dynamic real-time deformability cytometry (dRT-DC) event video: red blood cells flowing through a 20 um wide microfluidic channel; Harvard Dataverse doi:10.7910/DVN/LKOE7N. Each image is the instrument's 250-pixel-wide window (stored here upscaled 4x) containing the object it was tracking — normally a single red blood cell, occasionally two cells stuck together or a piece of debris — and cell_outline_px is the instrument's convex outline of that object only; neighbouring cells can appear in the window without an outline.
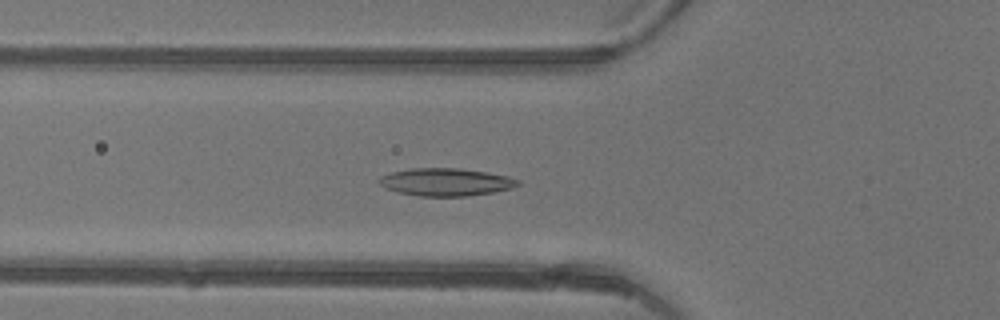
{"species": "common noctule bat (a hibernating species)", "species_latin": "Nyctalus noctula", "temperature_condition": "warm", "stored_images_in_passage": 48, "camera_frame_rate_fps": 3000, "um_per_image_px": 0.085, "animal": {"sex": "female"}, "frame": {"image": 1, "passage_image": 18, "time_ms": 5.667, "image_size_px": [1000, 320], "cell_outline_px": [[520, 184], [512, 188], [492, 192], [468, 196], [420, 196], [400, 192], [384, 188], [376, 180], [380, 176], [392, 172], [412, 168], [460, 168], [508, 176], [520, 180]], "centroid_in_image_um": [37.88, 15.47], "position_along_channel_um": 87.9, "area_um2": 22.31}}
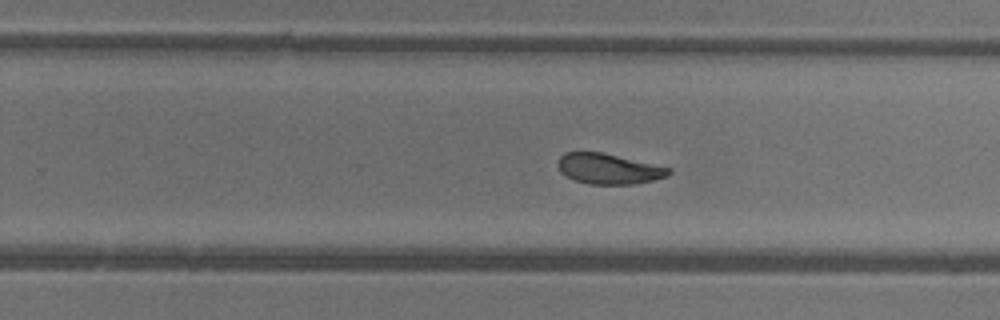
{"frame": {"image": 2, "passage_image": 31, "time_ms": 10.0, "image_size_px": [1000, 320], "cell_outline_px": [[672, 172], [668, 176], [652, 180], [632, 184], [588, 184], [576, 180], [560, 172], [556, 164], [560, 156], [564, 152], [604, 152], [672, 168]], "centroid_in_image_um": [51.74, 14.33], "position_along_channel_um": 278.1, "area_um2": 19.77}}
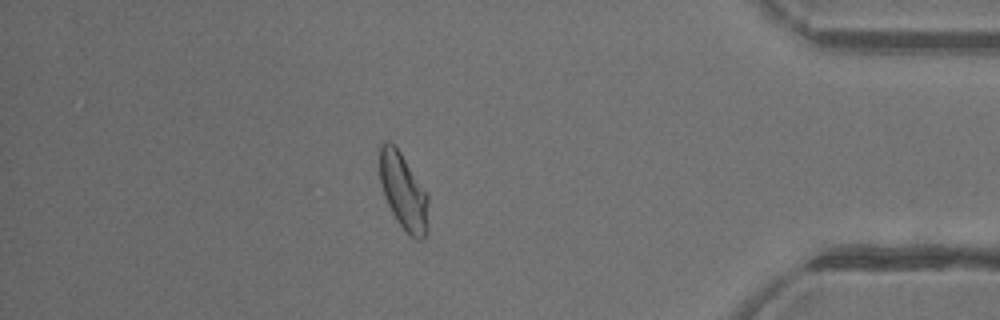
{"frame": {"image": 3, "passage_image": 42, "time_ms": 13.667, "image_size_px": [1000, 320], "cell_outline_px": [[428, 232], [424, 240], [416, 240], [396, 220], [384, 196], [380, 184], [380, 144], [384, 140], [388, 140], [400, 152], [428, 196]], "centroid_in_image_um": [34.29, 16.31], "position_along_channel_um": 400.9, "area_um2": 21.44}, "authors_computed_cell_mechanics": {"area_um2": 21.5883, "velocity_mm_per_s": 4.381, "shape_relaxation_time_tau1_ms": 6.5625, "shape_relaxation_time_tau2_ms": 2.1672, "deformation_change_tau1": 0.1895, "deformation_change_tau2": 0.0752}}